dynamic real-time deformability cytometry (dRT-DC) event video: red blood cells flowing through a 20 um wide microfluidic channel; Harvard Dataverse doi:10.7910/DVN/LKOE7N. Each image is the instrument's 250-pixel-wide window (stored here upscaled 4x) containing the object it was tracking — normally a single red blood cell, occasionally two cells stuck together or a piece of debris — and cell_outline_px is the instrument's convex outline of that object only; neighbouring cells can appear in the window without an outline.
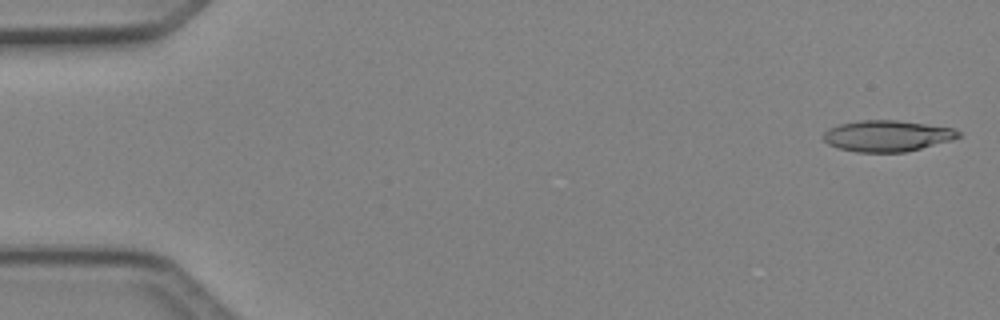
{"species": "Egyptian fruit bat (a non-hibernating species)", "species_latin": "Rousettus aegyptiacus", "temperature_condition": "cold", "stored_images_in_passage": 48, "camera_frame_rate_fps": 3000, "um_per_image_px": 0.085, "animal": {"sex": "female"}, "frame": {"image": 1, "passage_image": 1, "time_ms": 0.0, "image_size_px": [1000, 320], "cell_outline_px": [[960, 136], [952, 140], [904, 152], [856, 152], [840, 148], [828, 144], [820, 136], [828, 128], [840, 124], [860, 120], [896, 120], [952, 128], [960, 132]], "centroid_in_image_um": [75.36, 11.55], "position_along_channel_um": 9.6, "area_um2": 24.33}}
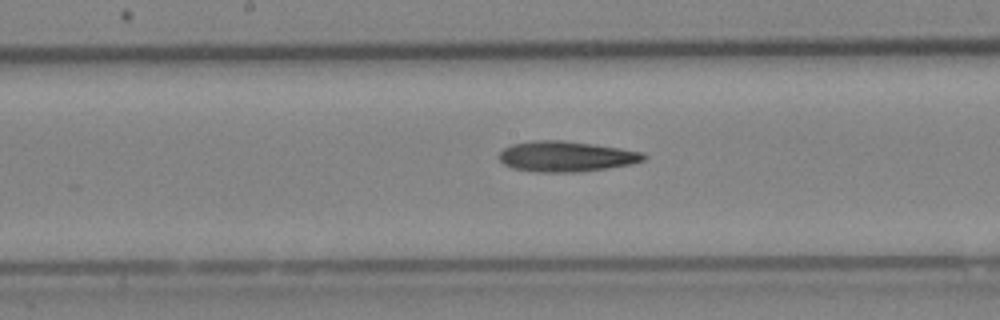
{"frame": {"image": 2, "passage_image": 25, "time_ms": 8.0, "image_size_px": [1000, 320], "cell_outline_px": [[648, 156], [644, 160], [632, 164], [608, 168], [580, 172], [536, 172], [512, 168], [504, 164], [496, 156], [504, 148], [512, 144], [532, 140], [564, 140], [620, 148], [644, 152]], "centroid_in_image_um": [48.12, 13.3], "position_along_channel_um": 200.1, "area_um2": 25.95}}
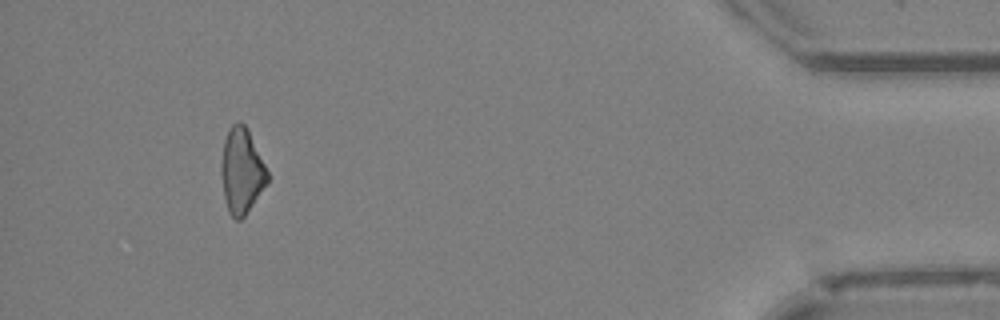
{"frame": {"image": 3, "passage_image": 45, "time_ms": 14.667, "image_size_px": [1000, 320], "cell_outline_px": [[268, 184], [244, 216], [240, 220], [236, 220], [228, 212], [224, 196], [220, 172], [220, 164], [224, 140], [228, 128], [232, 124], [240, 120], [248, 128], [268, 172]], "centroid_in_image_um": [20.53, 14.51], "position_along_channel_um": 414.7, "area_um2": 23.24}}